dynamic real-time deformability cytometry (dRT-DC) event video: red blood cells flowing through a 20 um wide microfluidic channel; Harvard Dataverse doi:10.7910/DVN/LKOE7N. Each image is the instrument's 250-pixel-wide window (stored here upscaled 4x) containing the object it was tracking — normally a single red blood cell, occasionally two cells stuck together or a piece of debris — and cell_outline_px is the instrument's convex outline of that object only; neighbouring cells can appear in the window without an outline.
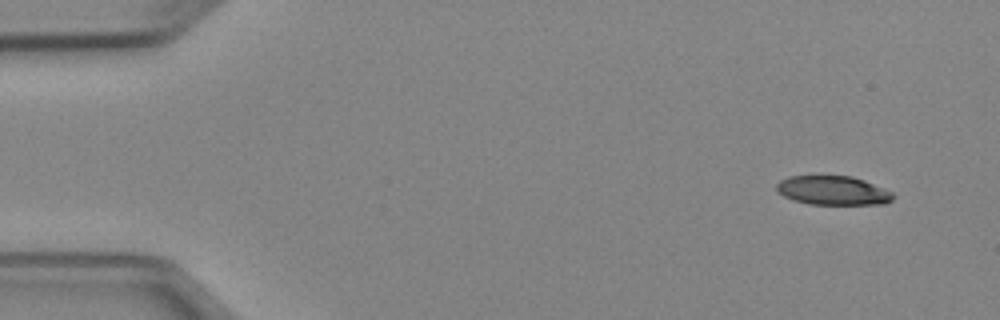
{"species": "Egyptian fruit bat (a non-hibernating species)", "species_latin": "Rousettus aegyptiacus", "temperature_condition": "cold", "stored_images_in_passage": 13, "camera_frame_rate_fps": 3000, "um_per_image_px": 0.085, "animal": {"sex": "female"}, "frame": {"image": 1, "passage_image": 1, "time_ms": 0.0, "image_size_px": [1000, 320], "cell_outline_px": [[896, 196], [892, 200], [884, 204], [808, 204], [792, 200], [776, 192], [776, 184], [780, 180], [788, 176], [852, 176], [864, 180], [884, 188], [892, 192]], "centroid_in_image_um": [70.79, 16.19], "position_along_channel_um": 14.2, "area_um2": 19.88}}